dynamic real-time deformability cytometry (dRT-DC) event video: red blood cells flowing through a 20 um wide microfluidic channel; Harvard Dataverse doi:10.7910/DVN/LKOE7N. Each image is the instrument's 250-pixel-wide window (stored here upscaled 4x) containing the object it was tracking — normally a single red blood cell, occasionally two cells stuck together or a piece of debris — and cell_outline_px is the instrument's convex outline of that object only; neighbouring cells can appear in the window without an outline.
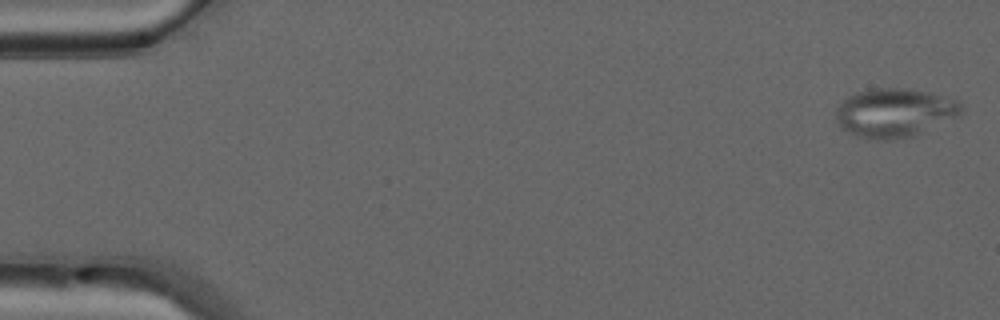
{"species": "common noctule bat (a hibernating species)", "species_latin": "Nyctalus noctula", "temperature_condition": "warm", "stored_images_in_passage": 15, "camera_frame_rate_fps": 3000, "um_per_image_px": 0.085, "animal": {"sex": "male", "forearm_length_mm": 52.5}, "frame": {"image": 1, "passage_image": 1, "time_ms": 0.0, "image_size_px": [1000, 320], "cell_outline_px": [[964, 108], [960, 116], [916, 136], [892, 140], [872, 140], [856, 136], [840, 128], [836, 120], [836, 108], [848, 96], [856, 92], [876, 88], [908, 88], [928, 92], [960, 100], [964, 104]], "centroid_in_image_um": [76.09, 9.6], "position_along_channel_um": 8.9, "area_um2": 36.47}}